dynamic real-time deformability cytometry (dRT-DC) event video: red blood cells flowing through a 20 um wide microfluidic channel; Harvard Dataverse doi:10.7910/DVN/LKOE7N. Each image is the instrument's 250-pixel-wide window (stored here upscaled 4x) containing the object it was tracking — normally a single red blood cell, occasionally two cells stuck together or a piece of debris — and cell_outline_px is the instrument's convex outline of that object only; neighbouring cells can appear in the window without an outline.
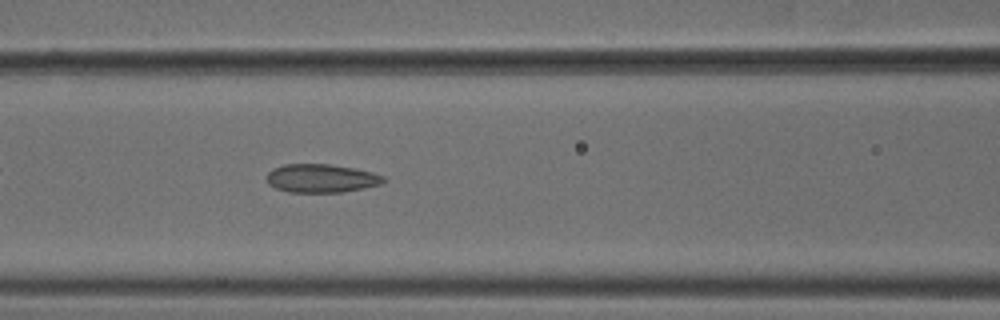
{"species": "common noctule bat (a hibernating species)", "species_latin": "Nyctalus noctula", "temperature_condition": "cold", "stored_images_in_passage": 41, "camera_frame_rate_fps": 3000, "um_per_image_px": 0.085, "animal": {"sex": "male", "body_mass_g": 18.8}, "frame": {"image": 1, "passage_image": 11, "time_ms": 3.333, "image_size_px": [1000, 320], "cell_outline_px": [[384, 180], [380, 184], [364, 188], [344, 192], [288, 192], [276, 188], [268, 184], [268, 172], [272, 168], [284, 164], [328, 164], [352, 168], [372, 172], [384, 176]], "centroid_in_image_um": [27.28, 15.16], "position_along_channel_um": 139.3, "area_um2": 19.25}}
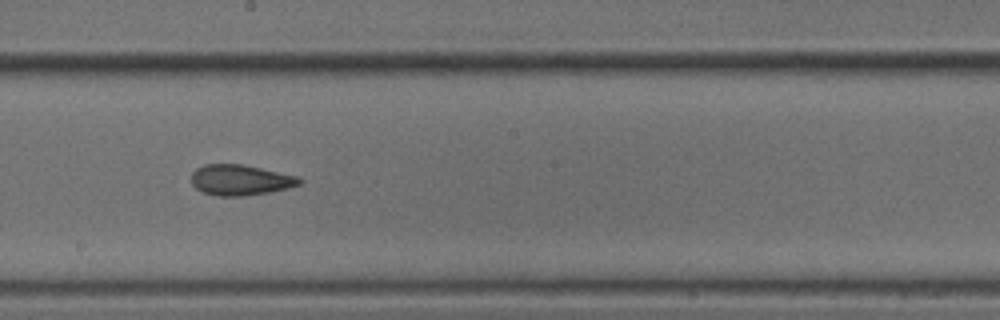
{"frame": {"image": 2, "passage_image": 18, "time_ms": 5.667, "image_size_px": [1000, 320], "cell_outline_px": [[304, 180], [300, 184], [288, 188], [268, 192], [240, 196], [216, 196], [204, 192], [196, 188], [192, 184], [192, 172], [196, 168], [204, 164], [244, 164], [296, 176]], "centroid_in_image_um": [20.41, 15.29], "position_along_channel_um": 227.8, "area_um2": 19.19}}
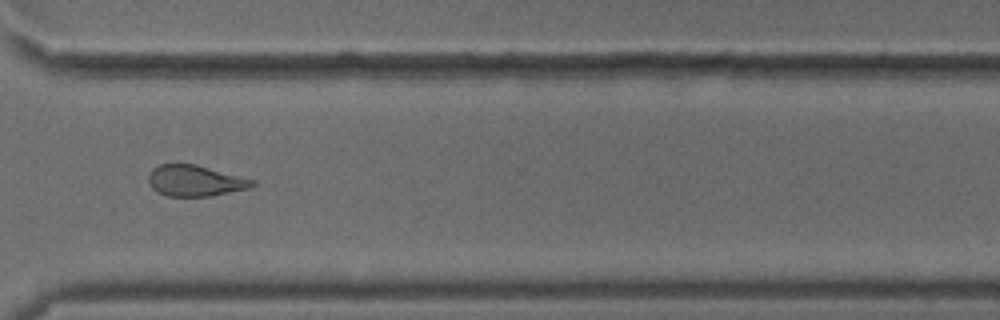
{"frame": {"image": 3, "passage_image": 28, "time_ms": 9.0, "image_size_px": [1000, 320], "cell_outline_px": [[256, 184], [248, 188], [208, 196], [168, 196], [152, 188], [148, 180], [148, 176], [152, 168], [160, 164], [196, 164], [256, 180]], "centroid_in_image_um": [16.58, 15.35], "position_along_channel_um": 354.0, "area_um2": 18.61}, "authors_computed_cell_mechanics": {"area_um2": 19.2474, "velocity_mm_per_s": 3.7955, "shape_relaxation_time_tau1_ms": null, "shape_relaxation_time_tau2_ms": 2.9755, "deformation_change_tau1": null, "deformation_change_tau2": 0.11}}